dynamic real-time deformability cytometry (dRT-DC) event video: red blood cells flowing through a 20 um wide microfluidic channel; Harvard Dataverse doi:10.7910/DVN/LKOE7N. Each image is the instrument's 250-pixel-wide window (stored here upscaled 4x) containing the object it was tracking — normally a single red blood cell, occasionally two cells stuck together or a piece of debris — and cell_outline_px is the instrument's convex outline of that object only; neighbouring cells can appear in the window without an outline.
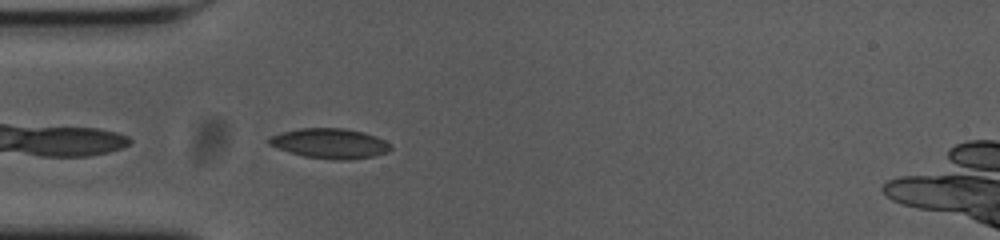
{"species": "common noctule bat (a hibernating species)", "species_latin": "Nyctalus noctula", "temperature_condition": "cold", "stored_images_in_passage": 24, "camera_frame_rate_fps": 3000, "um_per_image_px": 0.085, "animal": {"sex": "female", "body_mass_g": 23.0, "forearm_length_mm": 53.4}, "frame": {"image": 1, "passage_image": 2, "time_ms": 0.333, "image_size_px": [1000, 240], "cell_outline_px": [[392, 148], [388, 152], [376, 156], [348, 160], [340, 160], [304, 156], [268, 144], [268, 140], [272, 136], [280, 132], [300, 128], [344, 128], [364, 132], [376, 136], [384, 140]], "centroid_in_image_um": [28.08, 12.18], "position_along_channel_um": 56.9, "area_um2": 21.1}}
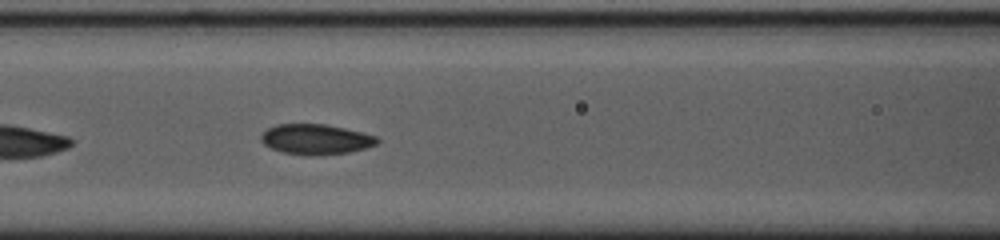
{"frame": {"image": 2, "passage_image": 9, "time_ms": 2.667, "image_size_px": [1000, 240], "cell_outline_px": [[380, 140], [376, 144], [364, 148], [348, 152], [308, 156], [284, 152], [272, 148], [264, 144], [260, 140], [260, 136], [268, 128], [276, 124], [324, 124], [344, 128], [376, 136]], "centroid_in_image_um": [26.82, 11.83], "position_along_channel_um": 139.8, "area_um2": 20.23}}
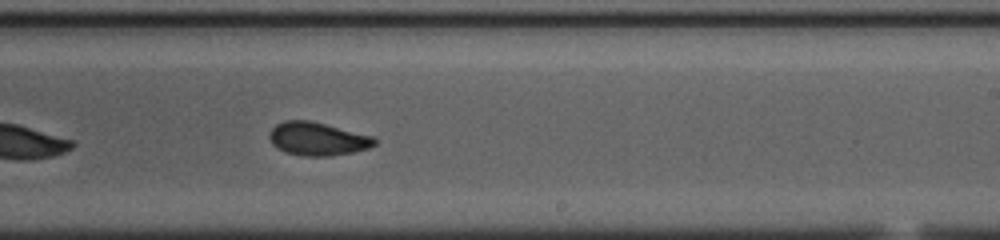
{"frame": {"image": 3, "passage_image": 19, "time_ms": 6.0, "image_size_px": [1000, 240], "cell_outline_px": [[376, 144], [368, 148], [352, 152], [332, 156], [304, 156], [284, 152], [276, 148], [272, 144], [268, 136], [268, 132], [276, 124], [284, 120], [308, 120], [372, 136], [376, 140]], "centroid_in_image_um": [26.93, 11.81], "position_along_channel_um": 262.1, "area_um2": 20.35}}